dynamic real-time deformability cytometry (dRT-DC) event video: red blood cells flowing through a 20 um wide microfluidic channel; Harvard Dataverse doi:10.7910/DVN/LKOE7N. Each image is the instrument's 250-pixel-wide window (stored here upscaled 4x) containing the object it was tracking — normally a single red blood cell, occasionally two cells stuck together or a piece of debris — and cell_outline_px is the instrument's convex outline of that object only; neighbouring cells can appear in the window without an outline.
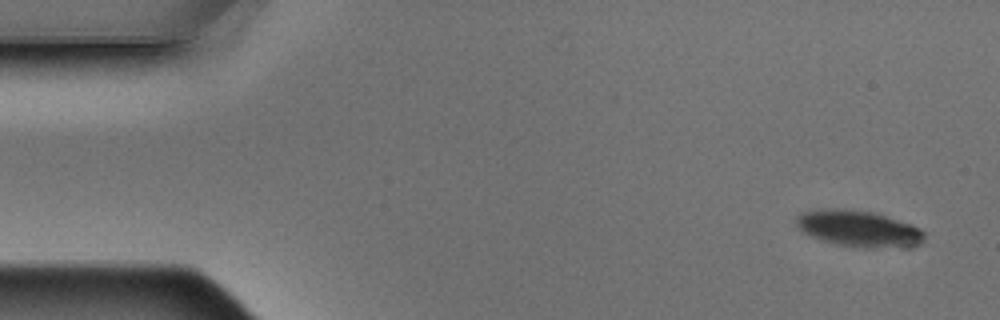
{"species": "Egyptian fruit bat (a non-hibernating species)", "species_latin": "Rousettus aegyptiacus", "temperature_condition": "warm", "stored_images_in_passage": 6, "camera_frame_rate_fps": 3000, "um_per_image_px": 0.085, "animal": {"sex": "male"}, "frame": {"image": 1, "passage_image": 1, "time_ms": 0.0, "image_size_px": [1000, 320], "cell_outline_px": [[928, 232], [924, 244], [908, 248], [868, 248], [836, 244], [812, 236], [804, 232], [796, 224], [796, 216], [800, 212], [820, 208], [840, 208], [872, 212], [912, 224]], "centroid_in_image_um": [73.09, 19.44], "position_along_channel_um": 11.9, "area_um2": 27.69}}
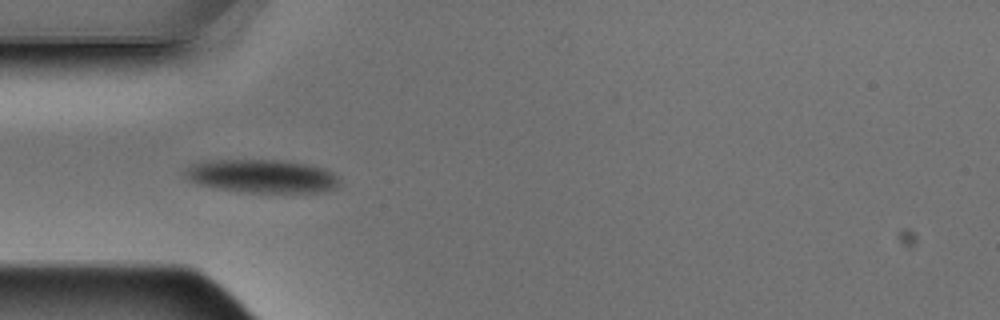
{"frame": {"image": 2, "passage_image": 5, "time_ms": 1.333, "image_size_px": [1000, 320], "cell_outline_px": [[340, 188], [320, 192], [240, 192], [212, 188], [196, 184], [188, 180], [184, 176], [184, 172], [192, 164], [208, 160], [284, 160], [308, 164], [324, 168], [332, 172], [340, 180]], "centroid_in_image_um": [22.27, 14.98], "position_along_channel_um": 62.7, "area_um2": 30.46}}
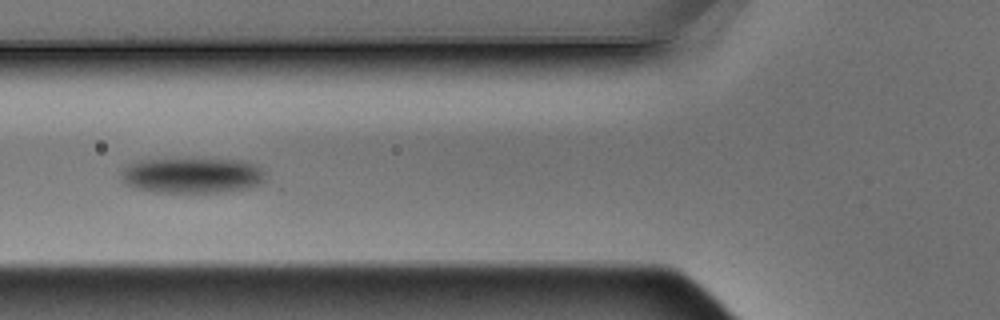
{"frame": {"image": 3, "passage_image": 6, "time_ms": 1.667, "image_size_px": [1000, 320], "cell_outline_px": [[268, 180], [264, 184], [248, 188], [220, 192], [152, 192], [132, 188], [124, 184], [120, 176], [120, 172], [124, 164], [140, 160], [188, 156], [192, 156], [248, 160], [264, 168]], "centroid_in_image_um": [16.36, 14.85], "position_along_channel_um": 109.4, "area_um2": 32.14}}